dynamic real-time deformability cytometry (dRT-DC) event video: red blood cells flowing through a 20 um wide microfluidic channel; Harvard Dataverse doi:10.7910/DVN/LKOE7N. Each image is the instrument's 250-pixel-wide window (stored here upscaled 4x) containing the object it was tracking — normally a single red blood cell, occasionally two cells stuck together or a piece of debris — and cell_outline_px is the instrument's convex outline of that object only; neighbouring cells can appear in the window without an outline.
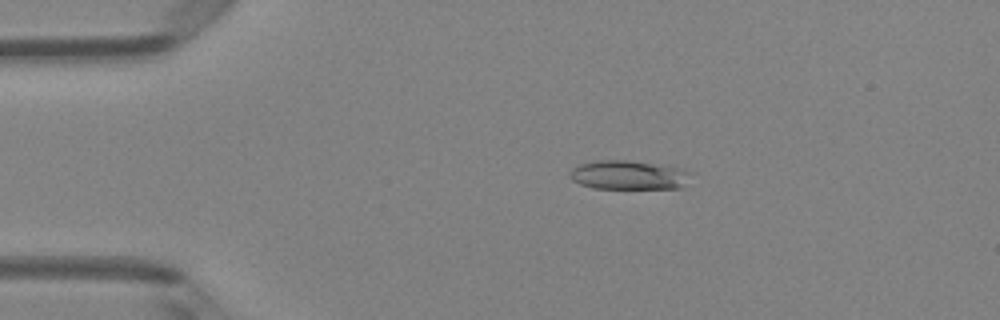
{"species": "Egyptian fruit bat (a non-hibernating species)", "species_latin": "Rousettus aegyptiacus", "temperature_condition": "room temperature", "stored_images_in_passage": 4, "camera_frame_rate_fps": 3000, "um_per_image_px": 0.085, "animal": {"sex": "female"}, "frame": {"image": 1, "passage_image": 3, "time_ms": 3.0, "image_size_px": [1000, 320], "cell_outline_px": [[692, 172], [684, 184], [680, 188], [592, 188], [580, 184], [572, 180], [568, 176], [568, 172], [572, 168], [580, 164], [596, 160], [628, 160], [684, 168]], "centroid_in_image_um": [53.4, 14.87], "position_along_channel_um": 31.6, "area_um2": 20.58}}